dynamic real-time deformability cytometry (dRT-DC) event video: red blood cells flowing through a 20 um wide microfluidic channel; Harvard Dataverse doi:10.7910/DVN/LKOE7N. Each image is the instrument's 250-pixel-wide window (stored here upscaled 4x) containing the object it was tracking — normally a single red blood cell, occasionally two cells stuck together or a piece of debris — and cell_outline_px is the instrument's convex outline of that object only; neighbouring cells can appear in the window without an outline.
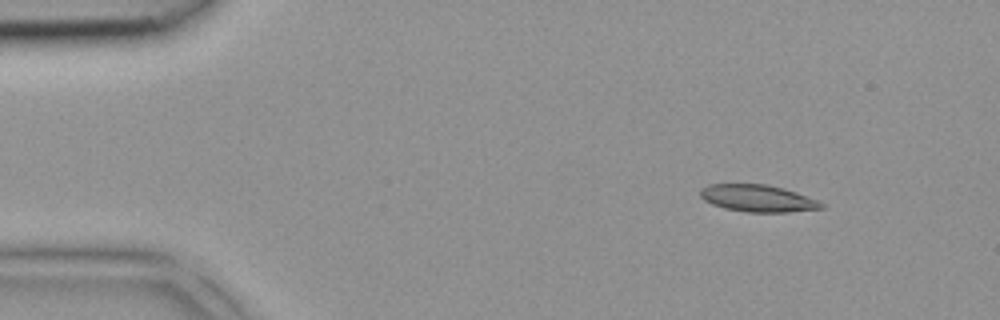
{"species": "common noctule bat (a hibernating species)", "species_latin": "Nyctalus noctula", "temperature_condition": "room temperature", "stored_images_in_passage": 3, "camera_frame_rate_fps": 3000, "um_per_image_px": 0.085, "animal": {"sex": "female", "body_mass_g": 18.4}, "frame": {"image": 1, "passage_image": 1, "time_ms": 0.0, "image_size_px": [1000, 320], "cell_outline_px": [[824, 208], [788, 212], [744, 212], [724, 208], [712, 204], [704, 200], [700, 196], [700, 188], [708, 184], [768, 184], [784, 188], [820, 200], [824, 204]], "centroid_in_image_um": [64.42, 16.85], "position_along_channel_um": 20.6, "area_um2": 19.31}}
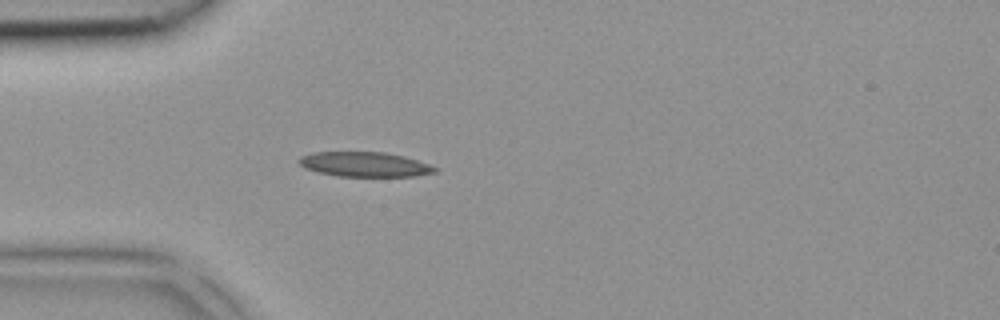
{"frame": {"image": 2, "passage_image": 3, "time_ms": 0.667, "image_size_px": [1000, 320], "cell_outline_px": [[440, 168], [436, 172], [412, 176], [340, 176], [320, 172], [304, 168], [296, 160], [300, 156], [312, 152], [384, 152], [404, 156]], "centroid_in_image_um": [30.98, 13.96], "position_along_channel_um": 54.0, "area_um2": 19.54}}